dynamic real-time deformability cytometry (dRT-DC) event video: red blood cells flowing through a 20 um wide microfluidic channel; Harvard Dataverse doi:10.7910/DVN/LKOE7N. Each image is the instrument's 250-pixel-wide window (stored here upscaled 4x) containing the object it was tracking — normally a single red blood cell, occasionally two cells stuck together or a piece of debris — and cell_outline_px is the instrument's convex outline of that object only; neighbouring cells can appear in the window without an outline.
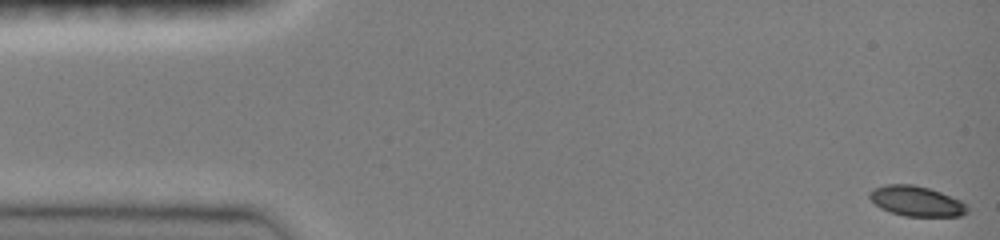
{"species": "common noctule bat (a hibernating species)", "species_latin": "Nyctalus noctula", "temperature_condition": "room temperature", "stored_images_in_passage": 12, "camera_frame_rate_fps": 3000, "um_per_image_px": 0.085, "animal": {"sex": "female", "body_mass_g": 19.0, "forearm_length_mm": 51.5}, "frame": {"image": 1, "passage_image": 1, "time_ms": 0.0, "image_size_px": [1000, 240], "cell_outline_px": [[968, 212], [960, 216], [904, 216], [888, 212], [880, 208], [868, 196], [868, 192], [884, 184], [912, 184], [928, 188], [940, 192], [960, 200], [968, 208]], "centroid_in_image_um": [77.86, 17.1], "position_along_channel_um": 7.1, "area_um2": 17.11}}
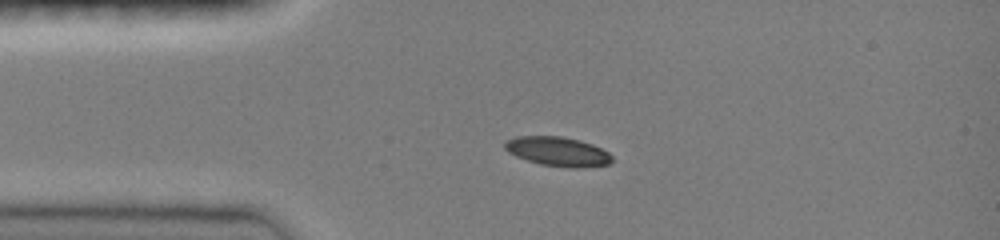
{"frame": {"image": 2, "passage_image": 9, "time_ms": 3.333, "image_size_px": [1000, 240], "cell_outline_px": [[612, 160], [608, 164], [580, 168], [568, 168], [540, 164], [516, 156], [508, 152], [504, 148], [504, 140], [516, 136], [560, 136], [580, 140], [592, 144], [608, 152], [612, 156]], "centroid_in_image_um": [47.38, 12.87], "position_along_channel_um": 37.6, "area_um2": 18.38}}